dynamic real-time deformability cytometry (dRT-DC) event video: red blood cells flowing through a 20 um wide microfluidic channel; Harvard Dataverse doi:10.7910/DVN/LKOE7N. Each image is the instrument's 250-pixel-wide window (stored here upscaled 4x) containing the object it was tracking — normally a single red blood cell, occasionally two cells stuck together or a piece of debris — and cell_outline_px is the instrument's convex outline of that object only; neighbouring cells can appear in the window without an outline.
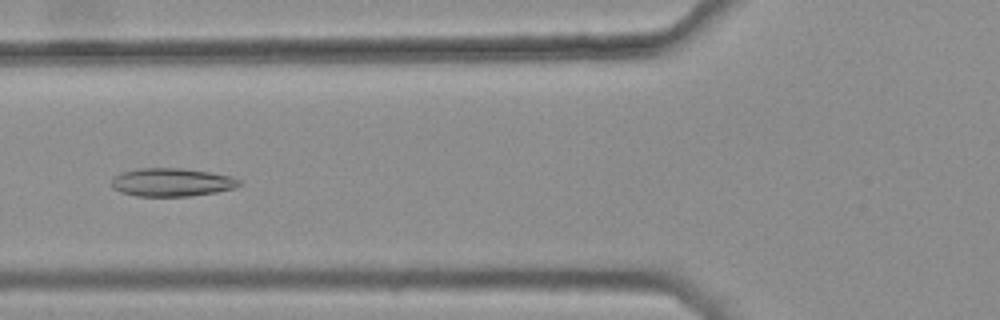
{"species": "common noctule bat (a hibernating species)", "species_latin": "Nyctalus noctula", "temperature_condition": "warm", "stored_images_in_passage": 6, "camera_frame_rate_fps": 3000, "um_per_image_px": 0.085, "animal": {"sex": "female", "body_mass_g": 25.1}, "frame": {"image": 1, "passage_image": 6, "time_ms": 1.667, "image_size_px": [1000, 320], "cell_outline_px": [[244, 184], [232, 188], [216, 192], [188, 196], [136, 196], [120, 192], [112, 188], [112, 180], [116, 176], [124, 172], [140, 168], [180, 168], [208, 172], [232, 176], [240, 180]], "centroid_in_image_um": [14.62, 15.5], "position_along_channel_um": 111.2, "area_um2": 20.87}}